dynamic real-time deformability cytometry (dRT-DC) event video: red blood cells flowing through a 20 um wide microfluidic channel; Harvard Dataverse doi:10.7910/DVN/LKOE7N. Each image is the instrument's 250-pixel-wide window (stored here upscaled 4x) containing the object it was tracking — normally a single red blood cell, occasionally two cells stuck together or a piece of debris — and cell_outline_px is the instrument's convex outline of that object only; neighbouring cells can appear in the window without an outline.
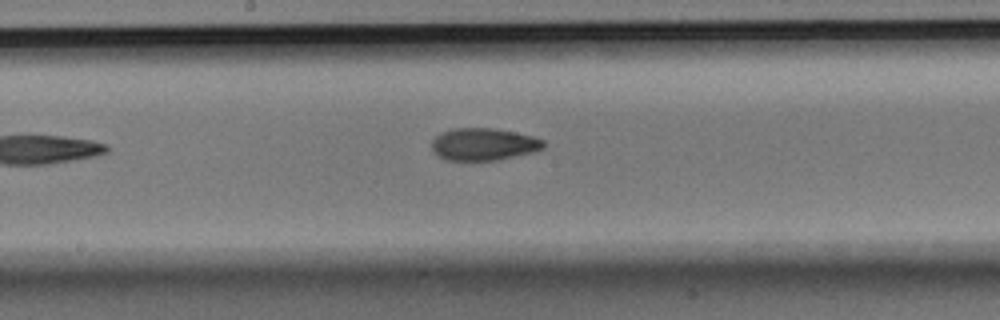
{"species": "Egyptian fruit bat (a non-hibernating species)", "species_latin": "Rousettus aegyptiacus", "temperature_condition": "room temperature", "stored_images_in_passage": 8, "camera_frame_rate_fps": 3000, "um_per_image_px": 0.085, "animal": {"sex": "male"}, "frame": {"image": 1, "passage_image": 8, "time_ms": 2.333, "image_size_px": [1000, 320], "cell_outline_px": [[544, 148], [532, 152], [496, 160], [448, 160], [432, 152], [432, 140], [436, 136], [444, 132], [456, 128], [492, 128], [532, 136], [544, 140]], "centroid_in_image_um": [41.1, 12.26], "position_along_channel_um": 207.1, "area_um2": 20.69}}